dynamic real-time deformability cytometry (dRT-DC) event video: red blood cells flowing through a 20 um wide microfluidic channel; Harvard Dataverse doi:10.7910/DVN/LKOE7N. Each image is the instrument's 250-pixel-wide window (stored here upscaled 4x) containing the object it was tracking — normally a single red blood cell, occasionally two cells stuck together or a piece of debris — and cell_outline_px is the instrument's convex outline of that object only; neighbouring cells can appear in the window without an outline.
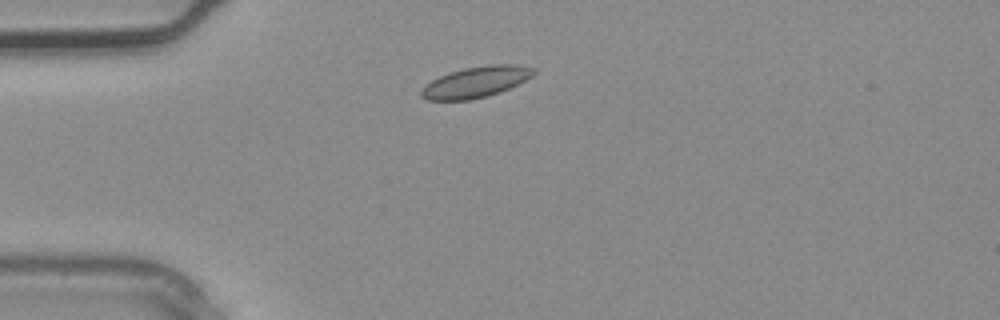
{"species": "common noctule bat (a hibernating species)", "species_latin": "Nyctalus noctula", "temperature_condition": "warm", "stored_images_in_passage": 4, "camera_frame_rate_fps": 3000, "um_per_image_px": 0.085, "animal": {"sex": "male", "body_mass_g": 20.4}, "frame": {"image": 1, "passage_image": 4, "time_ms": 1.0, "image_size_px": [1000, 320], "cell_outline_px": [[536, 72], [532, 76], [500, 92], [488, 96], [468, 100], [428, 100], [420, 96], [420, 92], [432, 80], [448, 72], [464, 68], [488, 64], [516, 64], [536, 68]], "centroid_in_image_um": [40.47, 6.96], "position_along_channel_um": 44.5, "area_um2": 20.17}}